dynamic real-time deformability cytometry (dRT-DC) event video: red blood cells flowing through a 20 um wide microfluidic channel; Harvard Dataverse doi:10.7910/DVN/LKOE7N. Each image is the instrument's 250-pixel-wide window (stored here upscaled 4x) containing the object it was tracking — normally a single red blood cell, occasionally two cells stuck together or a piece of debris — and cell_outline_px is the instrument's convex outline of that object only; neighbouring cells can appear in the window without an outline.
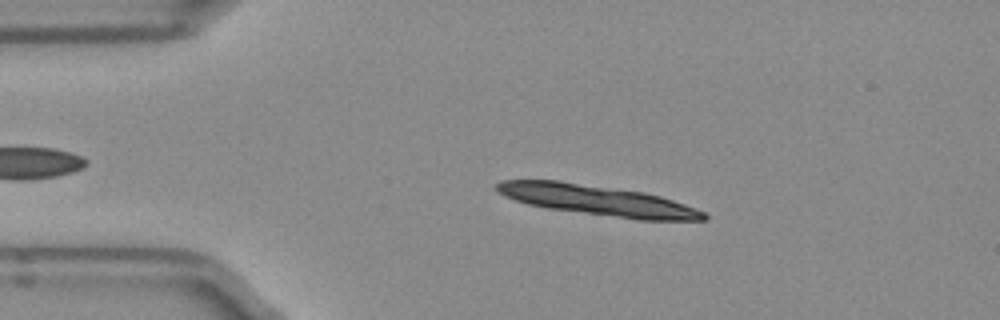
{"species": "Egyptian fruit bat (a non-hibernating species)", "species_latin": "Rousettus aegyptiacus", "temperature_condition": "room temperature", "stored_images_in_passage": 17, "camera_frame_rate_fps": 3000, "um_per_image_px": 0.085, "frame": {"image": 1, "passage_image": 8, "time_ms": 2.333, "image_size_px": [1000, 320], "cell_outline_px": [[708, 220], [640, 220], [548, 208], [528, 204], [504, 196], [496, 188], [496, 184], [500, 180], [560, 180], [644, 192], [660, 196], [696, 208], [704, 212], [708, 216]], "centroid_in_image_um": [50.81, 17.02], "position_along_channel_um": 34.2, "area_um2": 36.41}}